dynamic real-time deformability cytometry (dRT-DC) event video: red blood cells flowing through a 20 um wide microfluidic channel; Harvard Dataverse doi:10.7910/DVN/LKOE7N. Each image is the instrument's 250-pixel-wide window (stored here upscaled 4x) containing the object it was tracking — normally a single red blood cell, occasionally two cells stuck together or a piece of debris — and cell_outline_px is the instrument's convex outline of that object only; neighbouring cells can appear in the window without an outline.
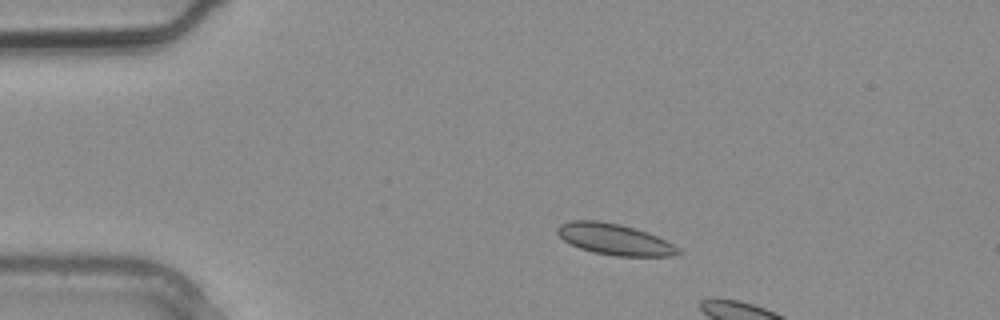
{"species": "common noctule bat (a hibernating species)", "species_latin": "Nyctalus noctula", "temperature_condition": "warm", "stored_images_in_passage": 4, "camera_frame_rate_fps": 3000, "um_per_image_px": 0.085, "animal": {"sex": "male", "body_mass_g": 20.4}, "frame": {"image": 1, "passage_image": 1, "time_ms": 0.0, "image_size_px": [1000, 320], "cell_outline_px": [[684, 252], [676, 256], [616, 256], [592, 252], [580, 248], [564, 240], [556, 232], [556, 228], [560, 224], [572, 220], [600, 220], [620, 224], [636, 228], [648, 232], [680, 248]], "centroid_in_image_um": [52.26, 20.34], "position_along_channel_um": 32.7, "area_um2": 22.08}}